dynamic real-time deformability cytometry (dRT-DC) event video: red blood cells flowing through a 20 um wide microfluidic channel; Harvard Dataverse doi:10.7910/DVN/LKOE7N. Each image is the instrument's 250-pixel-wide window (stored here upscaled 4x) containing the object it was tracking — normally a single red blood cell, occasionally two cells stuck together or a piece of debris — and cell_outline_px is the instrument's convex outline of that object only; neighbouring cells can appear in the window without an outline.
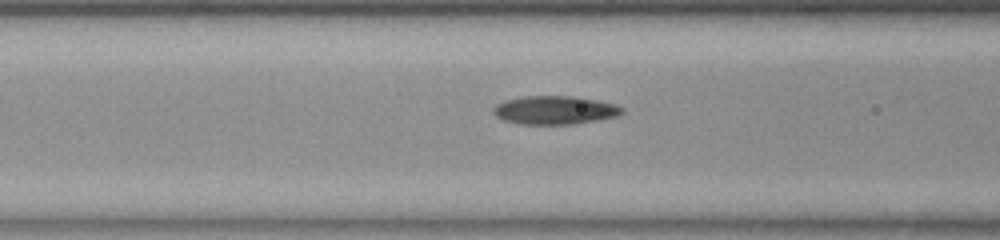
{"species": "common noctule bat (a hibernating species)", "species_latin": "Nyctalus noctula", "temperature_condition": "room temperature", "stored_images_in_passage": 38, "camera_frame_rate_fps": 3000, "um_per_image_px": 0.085, "animal": {"sex": "female", "body_mass_g": 23.0, "forearm_length_mm": 53.4}, "frame": {"image": 1, "passage_image": 17, "time_ms": 5.333, "image_size_px": [1000, 240], "cell_outline_px": [[624, 112], [616, 116], [596, 120], [572, 124], [524, 124], [504, 120], [496, 116], [492, 112], [492, 108], [496, 104], [504, 100], [524, 96], [576, 96], [616, 104], [624, 108]], "centroid_in_image_um": [47.14, 9.35], "position_along_channel_um": 119.5, "area_um2": 21.33}}
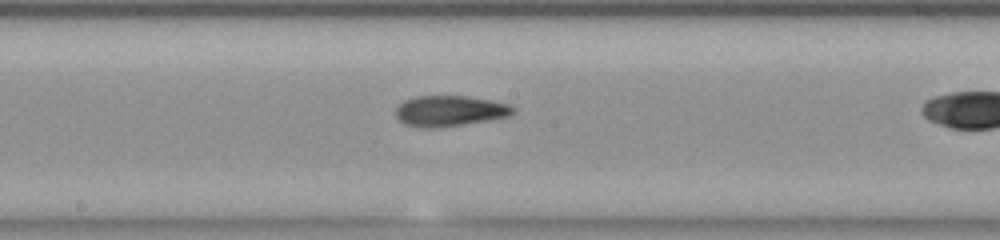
{"frame": {"image": 2, "passage_image": 24, "time_ms": 7.667, "image_size_px": [1000, 240], "cell_outline_px": [[516, 112], [508, 116], [488, 120], [440, 128], [424, 128], [404, 124], [396, 116], [396, 108], [404, 100], [416, 96], [468, 96], [492, 100], [508, 104], [516, 108]], "centroid_in_image_um": [38.24, 9.43], "position_along_channel_um": 210.0, "area_um2": 21.1}}
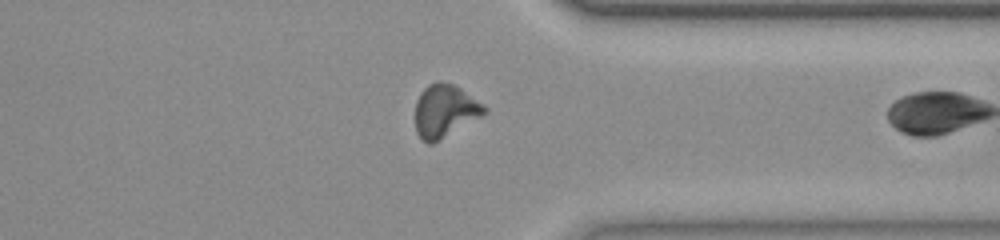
{"frame": {"image": 3, "passage_image": 37, "time_ms": 12.0, "image_size_px": [1000, 240], "cell_outline_px": [[488, 112], [432, 144], [428, 144], [416, 132], [416, 100], [420, 92], [428, 84], [436, 80], [440, 80], [456, 84], [484, 104], [488, 108]], "centroid_in_image_um": [37.83, 9.38], "position_along_channel_um": 373.6, "area_um2": 21.44}}